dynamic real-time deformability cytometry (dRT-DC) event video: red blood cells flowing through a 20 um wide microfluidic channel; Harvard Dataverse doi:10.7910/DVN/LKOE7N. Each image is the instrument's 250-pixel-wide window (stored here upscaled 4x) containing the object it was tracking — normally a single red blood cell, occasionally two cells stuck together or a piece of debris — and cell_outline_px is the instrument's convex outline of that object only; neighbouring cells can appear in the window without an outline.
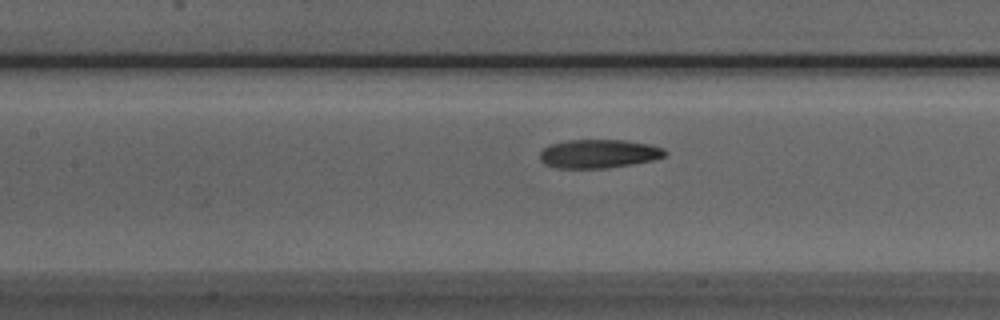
{"species": "Egyptian fruit bat (a non-hibernating species)", "species_latin": "Rousettus aegyptiacus", "temperature_condition": "room temperature", "stored_images_in_passage": 38, "camera_frame_rate_fps": 3000, "um_per_image_px": 0.085, "animal": {"sex": "male"}, "frame": {"image": 1, "passage_image": 13, "time_ms": 4.0, "image_size_px": [1000, 320], "cell_outline_px": [[668, 152], [664, 156], [652, 160], [632, 164], [608, 168], [556, 168], [544, 164], [540, 160], [540, 152], [544, 148], [552, 144], [568, 140], [624, 140], [648, 144], [664, 148]], "centroid_in_image_um": [50.89, 13.07], "position_along_channel_um": 156.5, "area_um2": 20.87}}
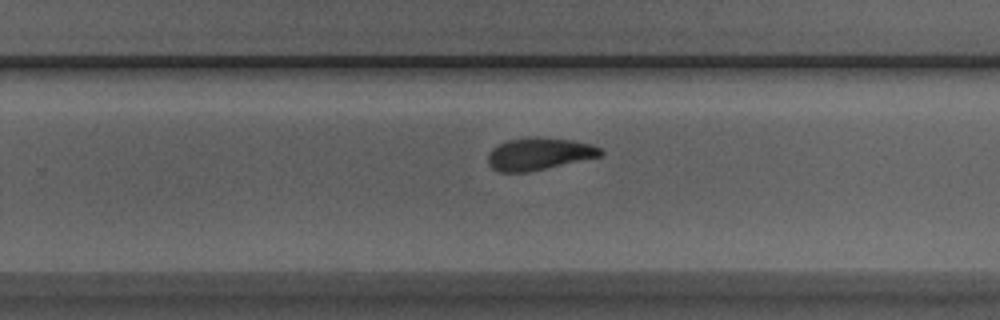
{"frame": {"image": 2, "passage_image": 23, "time_ms": 7.333, "image_size_px": [1000, 320], "cell_outline_px": [[604, 152], [600, 156], [528, 172], [500, 172], [492, 168], [488, 164], [488, 152], [496, 144], [508, 140], [528, 136], [536, 136], [572, 140], [592, 144], [600, 148]], "centroid_in_image_um": [45.77, 13.06], "position_along_channel_um": 284.0, "area_um2": 21.33}}
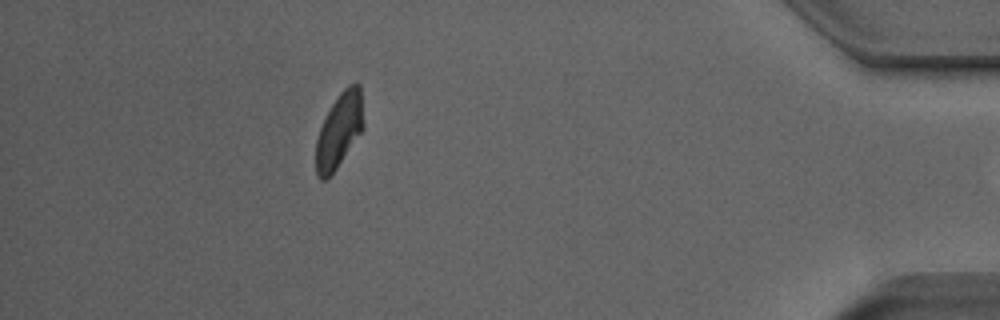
{"frame": {"image": 3, "passage_image": 37, "time_ms": 12.0, "image_size_px": [1000, 320], "cell_outline_px": [[364, 128], [336, 168], [324, 180], [320, 180], [316, 172], [316, 140], [320, 128], [332, 104], [340, 92], [348, 84], [356, 80], [360, 84], [364, 124]], "centroid_in_image_um": [28.85, 11.02], "position_along_channel_um": 406.3, "area_um2": 20.52}}